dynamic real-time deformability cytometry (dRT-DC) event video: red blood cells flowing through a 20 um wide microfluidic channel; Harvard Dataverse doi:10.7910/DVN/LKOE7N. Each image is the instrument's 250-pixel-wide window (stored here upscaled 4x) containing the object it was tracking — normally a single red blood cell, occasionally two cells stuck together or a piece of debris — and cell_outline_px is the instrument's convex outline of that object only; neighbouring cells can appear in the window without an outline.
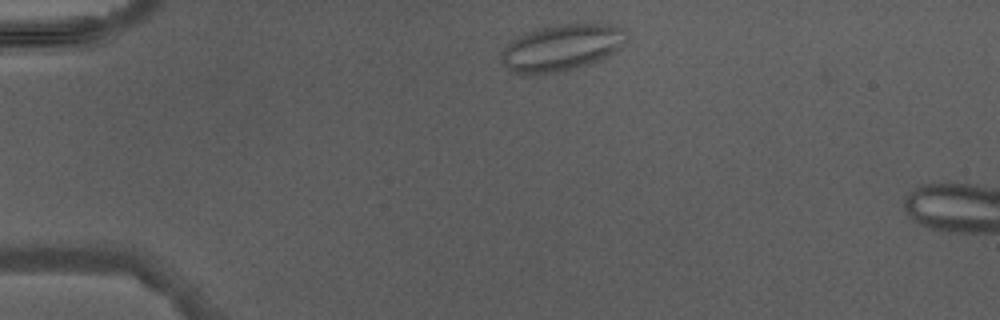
{"species": "Egyptian fruit bat (a non-hibernating species)", "species_latin": "Rousettus aegyptiacus", "temperature_condition": "warm", "stored_images_in_passage": 3, "camera_frame_rate_fps": 3000, "um_per_image_px": 0.085, "animal": {"sex": "male"}, "frame": {"image": 1, "passage_image": 1, "time_ms": 0.0, "image_size_px": [1000, 320], "cell_outline_px": [[628, 40], [620, 48], [600, 60], [576, 68], [540, 76], [524, 76], [512, 72], [500, 64], [500, 56], [504, 48], [516, 36], [540, 28], [560, 24], [584, 20], [592, 20], [624, 28], [628, 32]], "centroid_in_image_um": [47.76, 4.03], "position_along_channel_um": 37.2, "area_um2": 35.43}}